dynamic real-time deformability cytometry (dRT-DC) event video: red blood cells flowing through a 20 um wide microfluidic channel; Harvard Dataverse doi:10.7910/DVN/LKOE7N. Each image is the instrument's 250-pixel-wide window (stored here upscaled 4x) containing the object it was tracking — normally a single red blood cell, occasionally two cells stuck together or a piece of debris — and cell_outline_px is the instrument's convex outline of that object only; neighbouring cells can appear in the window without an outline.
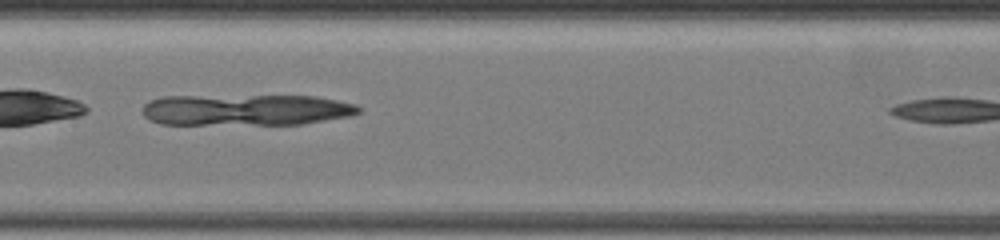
{"species": "common noctule bat (a hibernating species)", "species_latin": "Nyctalus noctula", "temperature_condition": "warm", "stored_images_in_passage": 14, "camera_frame_rate_fps": 3000, "um_per_image_px": 0.085, "animal": {"sex": "female", "body_mass_g": 19.5, "forearm_length_mm": 54.1}, "frame": {"image": 1, "passage_image": 10, "time_ms": 3.0, "image_size_px": [1000, 240], "cell_outline_px": [[360, 112], [348, 116], [300, 124], [160, 124], [148, 120], [144, 116], [144, 104], [152, 100], [164, 96], [316, 96], [352, 104], [360, 108]], "centroid_in_image_um": [20.85, 9.34], "position_along_channel_um": 186.6, "area_um2": 38.96}}